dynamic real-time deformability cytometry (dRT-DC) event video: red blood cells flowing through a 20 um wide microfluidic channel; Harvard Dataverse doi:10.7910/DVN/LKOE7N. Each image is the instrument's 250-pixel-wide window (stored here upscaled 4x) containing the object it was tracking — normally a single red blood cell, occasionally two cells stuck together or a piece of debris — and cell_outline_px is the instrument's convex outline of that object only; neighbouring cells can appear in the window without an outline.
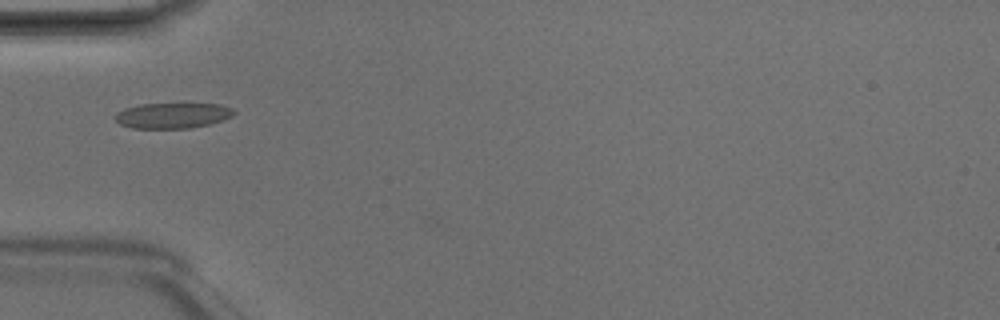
{"species": "Egyptian fruit bat (a non-hibernating species)", "species_latin": "Rousettus aegyptiacus", "temperature_condition": "room temperature", "stored_images_in_passage": 2, "camera_frame_rate_fps": 3000, "um_per_image_px": 0.085, "animal": {"sex": "male"}, "frame": {"image": 1, "passage_image": 2, "time_ms": 0.333, "image_size_px": [1000, 320], "cell_outline_px": [[236, 112], [232, 116], [208, 124], [188, 128], [132, 128], [120, 124], [116, 120], [116, 112], [124, 108], [140, 104], [220, 104], [232, 108]], "centroid_in_image_um": [14.65, 9.81], "position_along_channel_um": 70.4, "area_um2": 17.46}}